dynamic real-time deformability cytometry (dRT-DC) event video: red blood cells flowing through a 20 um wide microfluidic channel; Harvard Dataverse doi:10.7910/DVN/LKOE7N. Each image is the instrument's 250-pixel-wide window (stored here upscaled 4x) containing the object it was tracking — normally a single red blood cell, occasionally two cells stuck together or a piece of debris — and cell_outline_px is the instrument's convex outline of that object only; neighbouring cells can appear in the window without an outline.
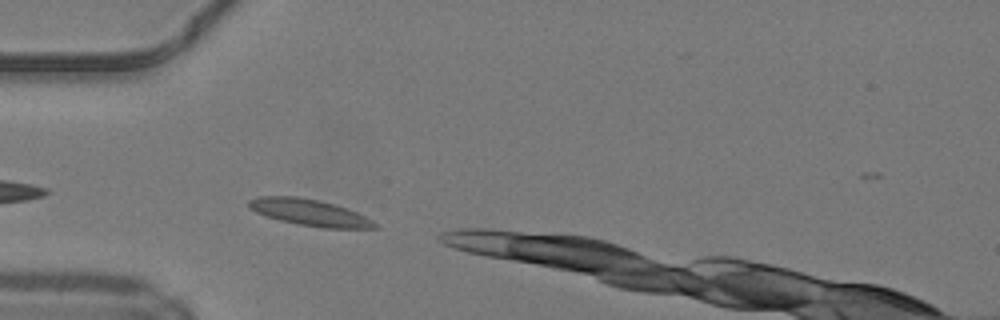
{"species": "common noctule bat (a hibernating species)", "species_latin": "Nyctalus noctula", "temperature_condition": "warm", "stored_images_in_passage": 7, "camera_frame_rate_fps": 3000, "um_per_image_px": 0.085, "animal": {"sex": "male", "body_mass_g": 19.2, "forearm_length_mm": 51.8}, "frame": {"image": 1, "passage_image": 1, "time_ms": 0.0, "image_size_px": [1000, 320], "cell_outline_px": [[380, 228], [324, 228], [300, 224], [280, 220], [256, 212], [248, 208], [248, 200], [256, 196], [296, 196], [320, 200], [348, 208], [372, 220]], "centroid_in_image_um": [26.3, 18.05], "position_along_channel_um": 58.7, "area_um2": 19.36}}
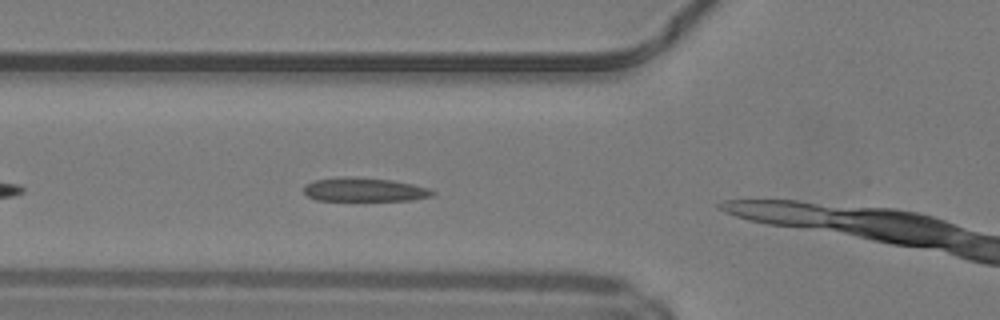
{"frame": {"image": 2, "passage_image": 4, "time_ms": 1.0, "image_size_px": [1000, 320], "cell_outline_px": [[436, 192], [432, 196], [412, 200], [316, 200], [308, 196], [304, 192], [304, 184], [316, 180], [348, 176], [392, 180], [412, 184], [428, 188]], "centroid_in_image_um": [30.97, 16.12], "position_along_channel_um": 94.8, "area_um2": 17.69}}